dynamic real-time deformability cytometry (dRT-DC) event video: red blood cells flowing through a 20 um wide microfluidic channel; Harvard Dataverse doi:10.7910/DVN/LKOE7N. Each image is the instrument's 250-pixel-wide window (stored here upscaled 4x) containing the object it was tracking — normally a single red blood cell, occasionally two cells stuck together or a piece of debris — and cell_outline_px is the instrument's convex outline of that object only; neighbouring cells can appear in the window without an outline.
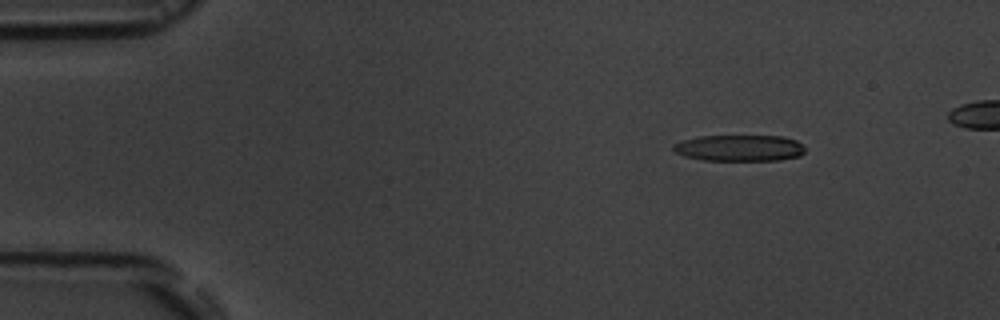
{"species": "common noctule bat (a hibernating species)", "species_latin": "Nyctalus noctula", "temperature_condition": "room temperature", "stored_images_in_passage": 6, "camera_frame_rate_fps": 3000, "um_per_image_px": 0.085, "animal": {"sex": "male", "body_mass_g": 19.5, "forearm_length_mm": 54.6}, "frame": {"image": 1, "passage_image": 3, "time_ms": 2.333, "image_size_px": [1000, 320], "cell_outline_px": [[804, 152], [800, 156], [780, 160], [700, 160], [684, 156], [676, 152], [672, 148], [672, 144], [684, 140], [700, 136], [784, 136], [796, 140], [804, 148]], "centroid_in_image_um": [62.85, 12.58], "position_along_channel_um": 22.2, "area_um2": 20.17}}